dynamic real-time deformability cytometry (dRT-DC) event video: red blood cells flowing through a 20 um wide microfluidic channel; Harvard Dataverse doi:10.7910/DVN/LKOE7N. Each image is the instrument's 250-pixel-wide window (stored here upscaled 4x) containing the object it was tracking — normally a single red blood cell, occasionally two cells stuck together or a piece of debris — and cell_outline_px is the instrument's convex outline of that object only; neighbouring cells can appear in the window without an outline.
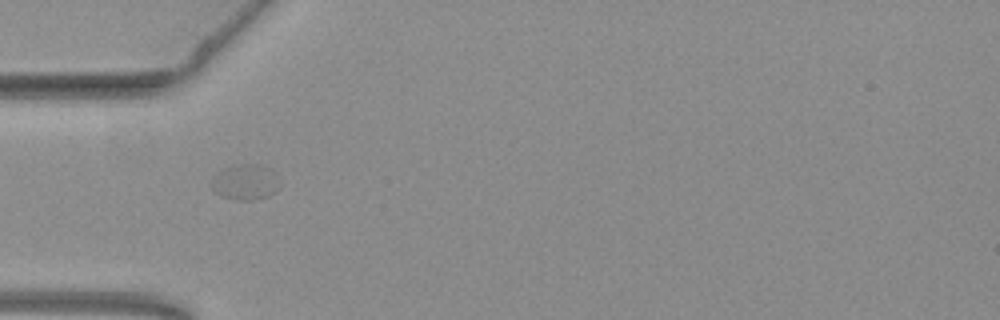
{"species": "common noctule bat (a hibernating species)", "species_latin": "Nyctalus noctula", "temperature_condition": "warm", "stored_images_in_passage": 27, "camera_frame_rate_fps": 3000, "um_per_image_px": 0.085, "animal": {"sex": "female", "body_mass_g": 19.3, "forearm_length_mm": 54.1}, "frame": {"image": 1, "passage_image": 1, "time_ms": 0.0, "image_size_px": [1000, 320], "cell_outline_px": [[280, 188], [276, 192], [268, 196], [252, 200], [232, 200], [220, 196], [212, 188], [212, 180], [224, 168], [240, 164], [260, 164], [272, 168], [276, 172], [280, 184]], "centroid_in_image_um": [20.93, 15.48], "position_along_channel_um": 64.1, "area_um2": 14.33}}
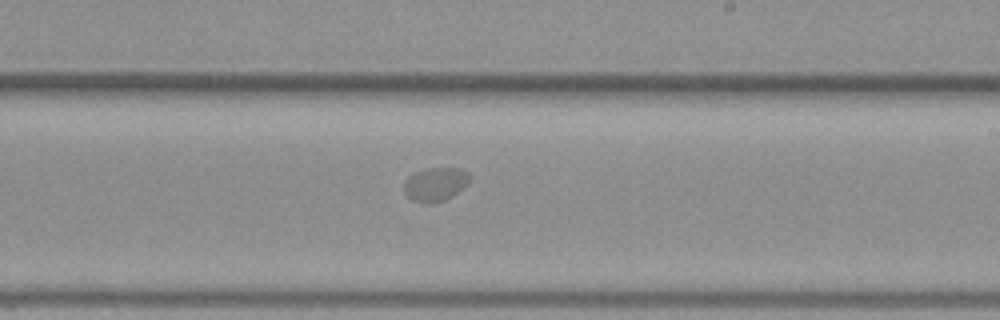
{"frame": {"image": 2, "passage_image": 16, "time_ms": 5.0, "image_size_px": [1000, 320], "cell_outline_px": [[468, 180], [452, 196], [444, 200], [432, 204], [424, 204], [412, 200], [404, 192], [404, 180], [408, 176], [416, 172], [428, 168], [460, 168], [468, 172]], "centroid_in_image_um": [36.94, 15.67], "position_along_channel_um": 252.1, "area_um2": 12.72}}
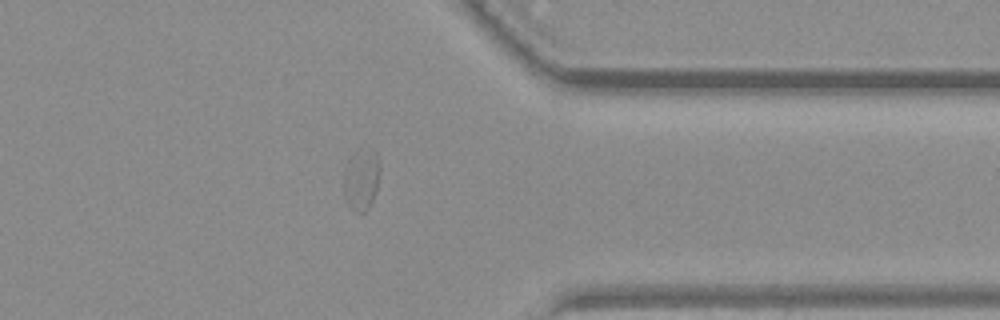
{"frame": {"image": 3, "passage_image": 27, "time_ms": 8.667, "image_size_px": [1000, 320], "cell_outline_px": [[380, 172], [376, 188], [372, 200], [368, 208], [364, 212], [352, 212], [344, 196], [344, 168], [352, 152], [372, 148], [376, 152], [380, 160]], "centroid_in_image_um": [30.71, 15.22], "position_along_channel_um": 380.7, "area_um2": 13.18}}